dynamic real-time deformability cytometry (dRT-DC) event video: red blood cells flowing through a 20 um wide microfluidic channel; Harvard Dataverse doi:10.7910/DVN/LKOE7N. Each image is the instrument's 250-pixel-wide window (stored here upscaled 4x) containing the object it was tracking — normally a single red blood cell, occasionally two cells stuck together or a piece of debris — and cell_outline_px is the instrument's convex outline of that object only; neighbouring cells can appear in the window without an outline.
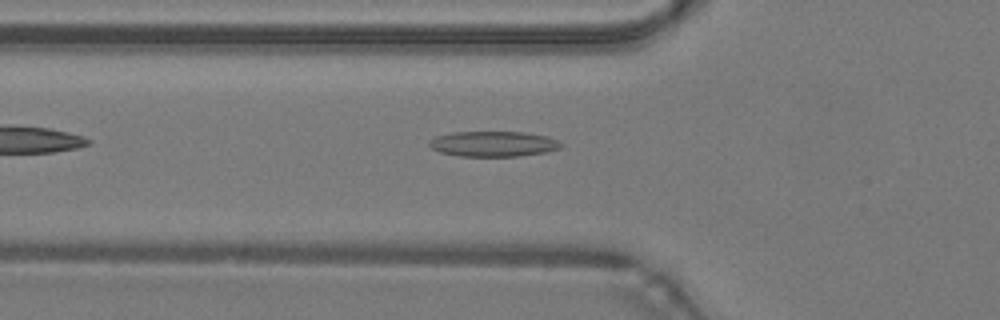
{"species": "common noctule bat (a hibernating species)", "species_latin": "Nyctalus noctula", "temperature_condition": "warm", "stored_images_in_passage": 36, "camera_frame_rate_fps": 3000, "um_per_image_px": 0.085, "animal": {"sex": "male", "body_mass_g": 19.2, "forearm_length_mm": 51.8}, "frame": {"image": 1, "passage_image": 5, "time_ms": 1.333, "image_size_px": [1000, 320], "cell_outline_px": [[564, 144], [560, 148], [544, 152], [520, 156], [460, 156], [440, 152], [432, 148], [428, 144], [428, 140], [436, 136], [452, 132], [524, 132], [548, 136]], "centroid_in_image_um": [41.92, 12.22], "position_along_channel_um": 83.9, "area_um2": 19.48}}
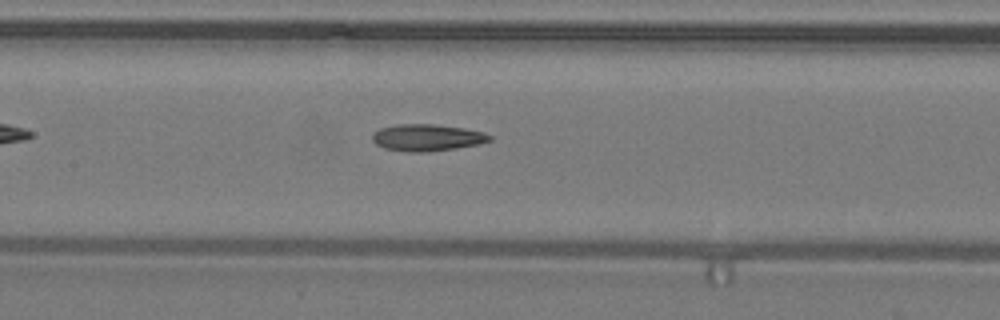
{"frame": {"image": 2, "passage_image": 11, "time_ms": 3.333, "image_size_px": [1000, 320], "cell_outline_px": [[492, 140], [476, 144], [456, 148], [428, 152], [408, 152], [384, 148], [376, 144], [372, 140], [372, 136], [380, 128], [396, 124], [432, 124], [464, 128], [484, 132], [492, 136]], "centroid_in_image_um": [36.3, 11.69], "position_along_channel_um": 171.1, "area_um2": 18.26}}
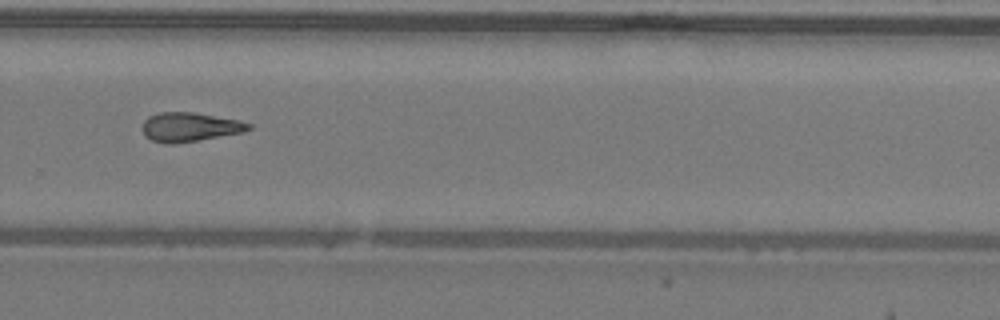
{"frame": {"image": 3, "passage_image": 21, "time_ms": 6.667, "image_size_px": [1000, 320], "cell_outline_px": [[252, 128], [244, 132], [172, 144], [152, 140], [144, 136], [144, 120], [148, 116], [160, 112], [192, 112], [240, 120], [252, 124]], "centroid_in_image_um": [16.15, 10.78], "position_along_channel_um": 313.6, "area_um2": 17.8}, "authors_computed_cell_mechanics": {"area_um2": 17.9469, "velocity_mm_per_s": 4.3061, "shape_relaxation_time_tau1_ms": null, "shape_relaxation_time_tau2_ms": 6.7343, "deformation_change_tau1": null, "deformation_change_tau2": 0.2017}}